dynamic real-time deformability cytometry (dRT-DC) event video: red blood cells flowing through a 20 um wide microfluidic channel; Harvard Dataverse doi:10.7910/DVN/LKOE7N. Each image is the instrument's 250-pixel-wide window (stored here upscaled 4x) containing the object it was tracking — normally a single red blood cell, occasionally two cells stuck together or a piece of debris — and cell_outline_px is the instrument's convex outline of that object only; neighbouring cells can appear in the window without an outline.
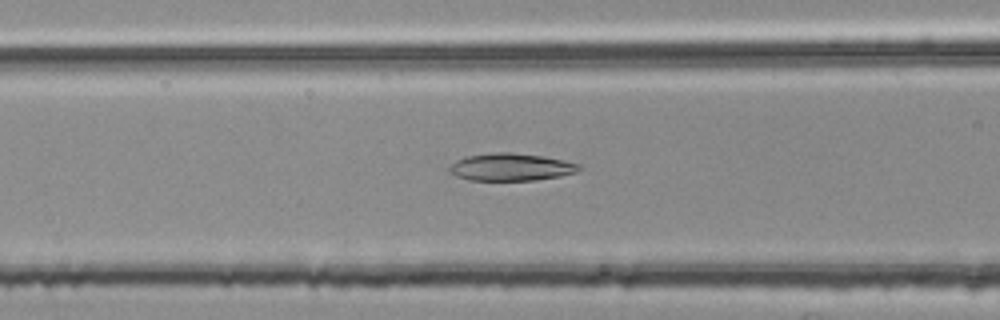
{"species": "common noctule bat (a hibernating species)", "species_latin": "Nyctalus noctula", "temperature_condition": "room temperature", "stored_images_in_passage": 44, "camera_frame_rate_fps": 3000, "um_per_image_px": 0.085, "animal": {"sex": "female", "body_mass_g": 25.1}, "frame": {"image": 1, "passage_image": 12, "time_ms": 3.667, "image_size_px": [1000, 320], "cell_outline_px": [[584, 168], [576, 172], [560, 176], [532, 180], [468, 180], [456, 176], [448, 172], [448, 168], [456, 160], [468, 156], [496, 152], [512, 152], [544, 156], [580, 164]], "centroid_in_image_um": [43.44, 14.2], "position_along_channel_um": 123.2, "area_um2": 20.75}}
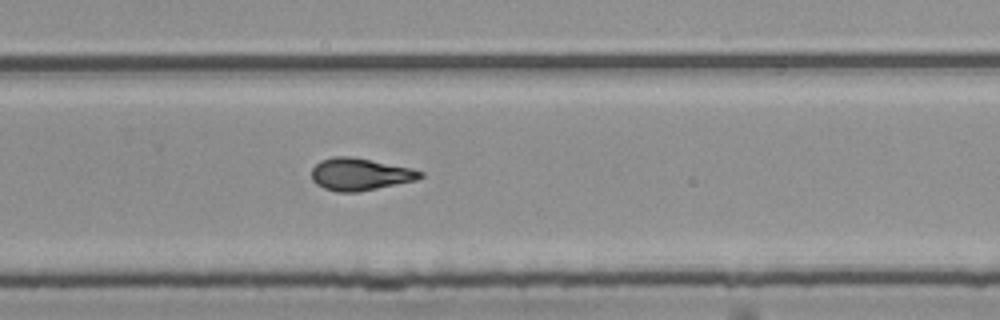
{"frame": {"image": 2, "passage_image": 26, "time_ms": 8.333, "image_size_px": [1000, 320], "cell_outline_px": [[424, 176], [416, 180], [356, 192], [336, 192], [324, 188], [316, 184], [312, 180], [312, 168], [320, 160], [332, 156], [348, 156], [412, 168], [424, 172]], "centroid_in_image_um": [30.58, 14.81], "position_along_channel_um": 299.2, "area_um2": 20.29}}
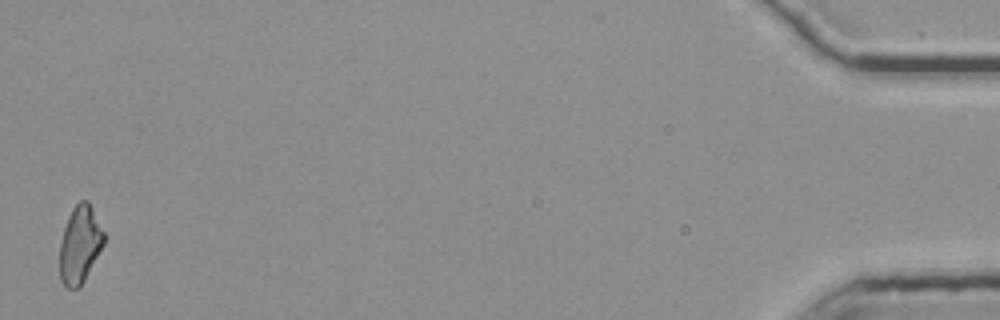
{"frame": {"image": 3, "passage_image": 44, "time_ms": 14.333, "image_size_px": [1000, 320], "cell_outline_px": [[104, 244], [80, 288], [68, 288], [60, 280], [60, 244], [64, 228], [68, 216], [72, 208], [80, 200], [88, 200], [104, 232]], "centroid_in_image_um": [6.79, 20.78], "position_along_channel_um": 428.4, "area_um2": 19.83}, "authors_computed_cell_mechanics": {"area_um2": 20.23, "velocity_mm_per_s": 3.7726, "shape_relaxation_time_tau1_ms": null, "shape_relaxation_time_tau2_ms": 4.1184, "deformation_change_tau1": null, "deformation_change_tau2": 0.1285}}